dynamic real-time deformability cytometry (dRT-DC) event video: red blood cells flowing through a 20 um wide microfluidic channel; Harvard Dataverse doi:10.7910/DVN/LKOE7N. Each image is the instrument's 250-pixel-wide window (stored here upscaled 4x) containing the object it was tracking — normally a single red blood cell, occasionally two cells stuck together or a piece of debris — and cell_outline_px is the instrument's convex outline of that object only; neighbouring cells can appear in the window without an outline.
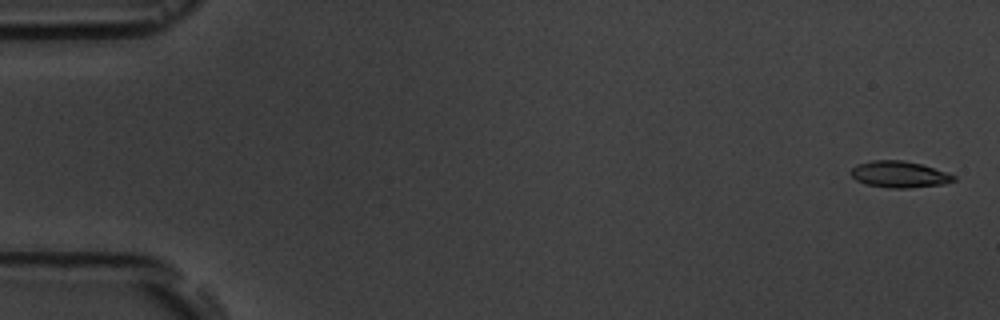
{"species": "common noctule bat (a hibernating species)", "species_latin": "Nyctalus noctula", "temperature_condition": "room temperature", "stored_images_in_passage": 5, "camera_frame_rate_fps": 3000, "um_per_image_px": 0.085, "animal": {"sex": "male", "body_mass_g": 19.5, "forearm_length_mm": 54.6}, "frame": {"image": 1, "passage_image": 1, "time_ms": 0.0, "image_size_px": [1000, 320], "cell_outline_px": [[956, 180], [944, 184], [908, 188], [888, 188], [864, 184], [856, 180], [852, 176], [852, 168], [856, 164], [872, 160], [904, 160], [920, 164], [956, 176]], "centroid_in_image_um": [76.41, 14.83], "position_along_channel_um": 8.6, "area_um2": 15.78}}
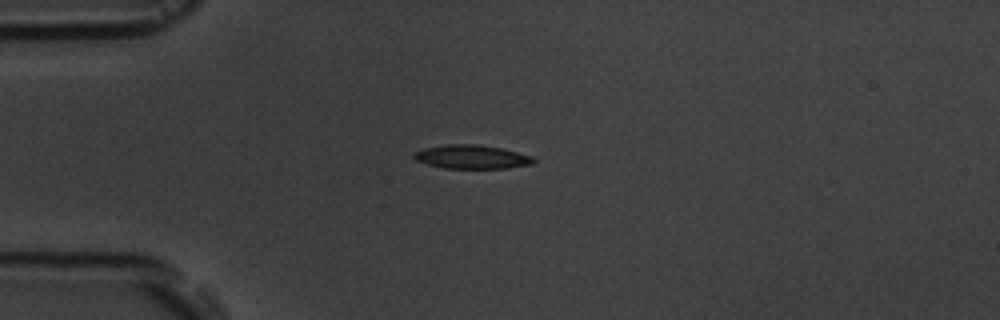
{"frame": {"image": 2, "passage_image": 4, "time_ms": 4.333, "image_size_px": [1000, 320], "cell_outline_px": [[536, 160], [532, 164], [508, 168], [444, 168], [428, 164], [416, 160], [412, 156], [416, 152], [424, 148], [448, 144], [476, 144], [500, 148], [532, 156]], "centroid_in_image_um": [40.1, 13.33], "position_along_channel_um": 44.9, "area_um2": 16.36}}